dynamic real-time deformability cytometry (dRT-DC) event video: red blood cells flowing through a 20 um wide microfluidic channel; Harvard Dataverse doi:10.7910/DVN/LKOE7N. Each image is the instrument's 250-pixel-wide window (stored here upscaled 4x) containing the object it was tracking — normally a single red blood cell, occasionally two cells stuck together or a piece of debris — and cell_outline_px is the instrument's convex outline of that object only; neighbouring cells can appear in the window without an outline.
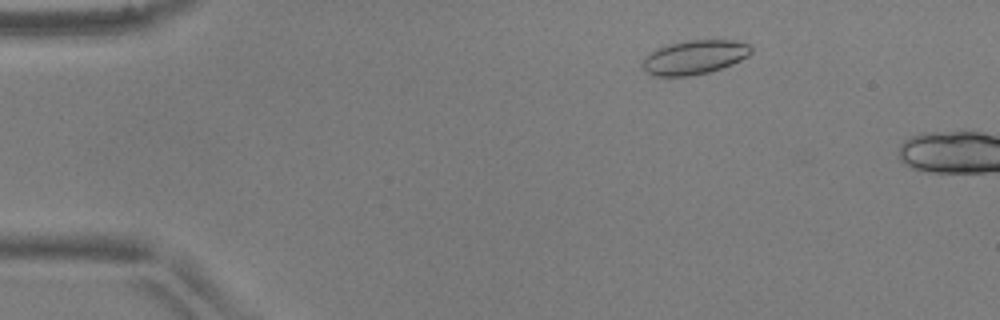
{"species": "common noctule bat (a hibernating species)", "species_latin": "Nyctalus noctula", "temperature_condition": "warm", "stored_images_in_passage": 9, "camera_frame_rate_fps": 3000, "um_per_image_px": 0.085, "animal": {"sex": "male", "body_mass_g": 17.9, "forearm_length_mm": 54.2}, "frame": {"image": 1, "passage_image": 7, "time_ms": 2.0, "image_size_px": [1000, 320], "cell_outline_px": [[752, 52], [748, 56], [732, 64], [708, 72], [688, 76], [656, 76], [648, 72], [644, 68], [644, 56], [668, 44], [688, 40], [732, 40], [748, 44], [752, 48]], "centroid_in_image_um": [59.06, 4.86], "position_along_channel_um": 25.9, "area_um2": 21.21}}